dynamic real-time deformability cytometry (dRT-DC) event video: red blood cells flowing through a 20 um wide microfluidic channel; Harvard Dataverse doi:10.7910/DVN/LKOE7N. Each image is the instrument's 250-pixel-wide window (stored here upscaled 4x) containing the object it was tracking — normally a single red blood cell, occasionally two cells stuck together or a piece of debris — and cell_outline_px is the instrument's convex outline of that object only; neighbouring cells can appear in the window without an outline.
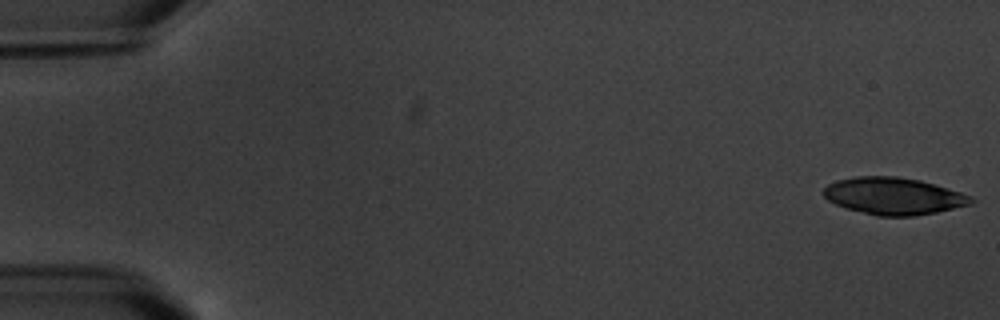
{"species": "common noctule bat (a hibernating species)", "species_latin": "Nyctalus noctula", "temperature_condition": "warm", "stored_images_in_passage": 7, "camera_frame_rate_fps": 3000, "um_per_image_px": 0.085, "animal": {"sex": "male", "body_mass_g": 20.1, "forearm_length_mm": 53.5}, "frame": {"image": 1, "passage_image": 1, "time_ms": 0.0, "image_size_px": [1000, 320], "cell_outline_px": [[976, 200], [972, 204], [936, 212], [916, 216], [876, 216], [848, 208], [836, 204], [828, 200], [824, 196], [824, 188], [828, 184], [836, 180], [856, 176], [896, 176], [920, 180], [960, 192], [972, 196]], "centroid_in_image_um": [75.97, 16.66], "position_along_channel_um": 9.0, "area_um2": 31.79}}